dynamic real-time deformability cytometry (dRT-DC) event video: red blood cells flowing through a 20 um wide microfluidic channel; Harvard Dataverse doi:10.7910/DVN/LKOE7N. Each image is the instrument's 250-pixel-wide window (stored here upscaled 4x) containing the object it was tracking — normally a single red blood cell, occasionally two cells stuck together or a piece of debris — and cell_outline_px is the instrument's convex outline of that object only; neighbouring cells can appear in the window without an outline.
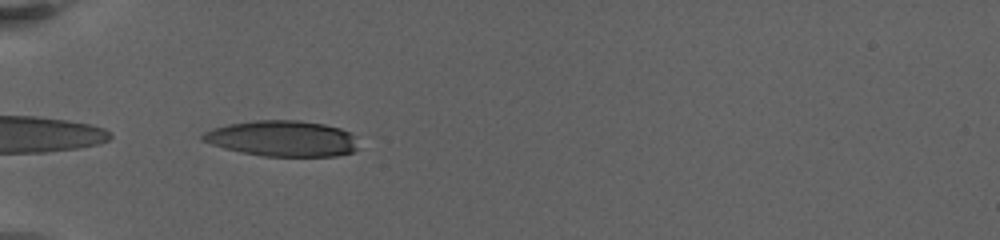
{"species": "human", "species_latin": "Homo sapiens", "temperature_condition": "warm", "stored_images_in_passage": 37, "camera_frame_rate_fps": 3000, "um_per_image_px": 0.085, "donor": {"sex": "female"}, "frame": {"image": 1, "passage_image": 1, "time_ms": 0.0, "image_size_px": [1000, 240], "cell_outline_px": [[360, 148], [352, 152], [336, 156], [264, 156], [224, 148], [200, 140], [200, 136], [204, 132], [212, 128], [228, 124], [256, 120], [300, 120], [324, 124], [340, 128], [352, 132]], "centroid_in_image_um": [24.03, 11.77], "position_along_channel_um": 61.0, "area_um2": 32.66}}
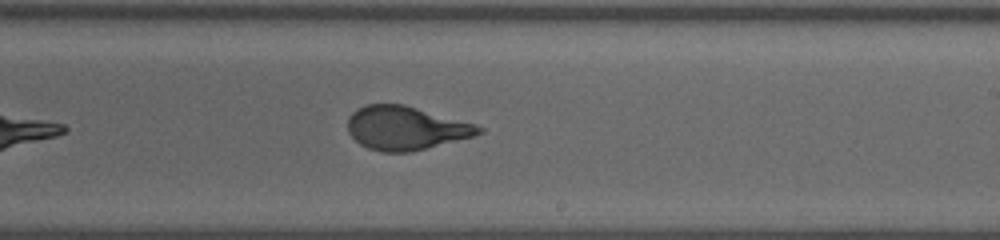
{"frame": {"image": 2, "passage_image": 15, "time_ms": 6.333, "image_size_px": [1000, 240], "cell_outline_px": [[484, 132], [472, 136], [412, 152], [384, 152], [368, 148], [360, 144], [348, 132], [348, 116], [356, 108], [364, 104], [404, 104], [476, 124], [484, 128]], "centroid_in_image_um": [34.47, 10.87], "position_along_channel_um": 254.5, "area_um2": 33.29}}
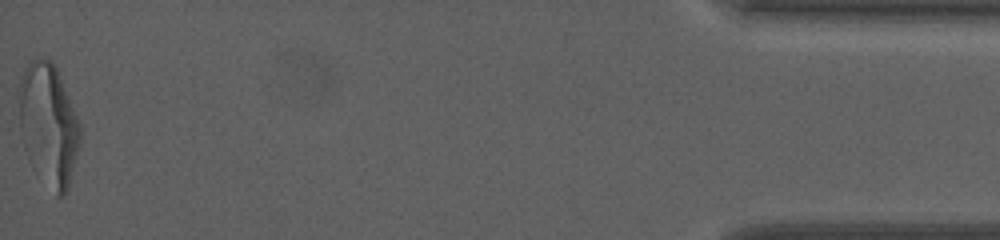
{"frame": {"image": 3, "passage_image": 37, "time_ms": 14.333, "image_size_px": [1000, 240], "cell_outline_px": [[80, 144], [68, 188], [64, 196], [56, 196], [20, 128], [20, 76], [28, 60], [52, 60], [56, 68], [80, 124]], "centroid_in_image_um": [4.19, 10.43], "position_along_channel_um": 431.0, "area_um2": 40.58}, "authors_computed_cell_mechanics": {"area_um2": 34.4488, "velocity_mm_per_s": 3.242, "shape_relaxation_time_tau1_ms": 5.888, "shape_relaxation_time_tau2_ms": 0.9247, "deformation_change_tau1": 0.2343, "deformation_change_tau2": 0.0828}}